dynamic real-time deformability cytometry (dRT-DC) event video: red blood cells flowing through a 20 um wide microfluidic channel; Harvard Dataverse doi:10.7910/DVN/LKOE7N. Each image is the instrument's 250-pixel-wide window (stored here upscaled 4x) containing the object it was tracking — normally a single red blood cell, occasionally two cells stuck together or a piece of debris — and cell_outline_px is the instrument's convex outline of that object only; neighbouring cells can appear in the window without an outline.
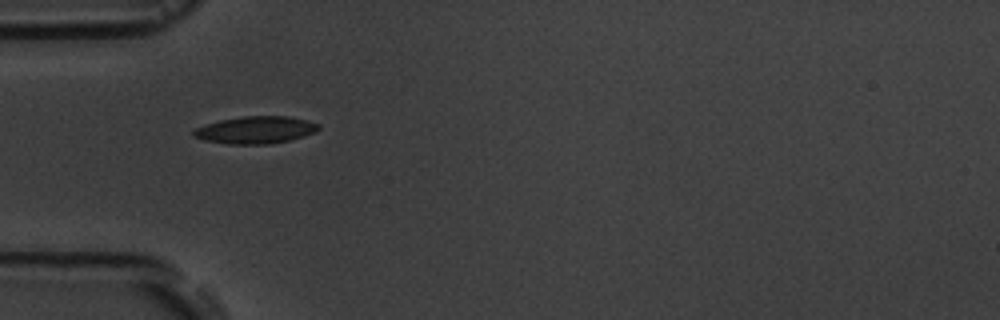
{"species": "common noctule bat (a hibernating species)", "species_latin": "Nyctalus noctula", "temperature_condition": "room temperature", "stored_images_in_passage": 1, "camera_frame_rate_fps": 3000, "um_per_image_px": 0.085, "animal": {"sex": "male", "body_mass_g": 19.5, "forearm_length_mm": 54.6}, "frame": {"image": 1, "passage_image": 1, "time_ms": 0.0, "image_size_px": [1000, 320], "cell_outline_px": [[320, 128], [316, 132], [304, 136], [272, 144], [228, 144], [204, 140], [192, 136], [192, 132], [196, 128], [204, 124], [220, 120], [244, 116], [288, 116], [308, 120], [320, 124]], "centroid_in_image_um": [21.73, 11.04], "position_along_channel_um": 63.3, "area_um2": 20.0}}